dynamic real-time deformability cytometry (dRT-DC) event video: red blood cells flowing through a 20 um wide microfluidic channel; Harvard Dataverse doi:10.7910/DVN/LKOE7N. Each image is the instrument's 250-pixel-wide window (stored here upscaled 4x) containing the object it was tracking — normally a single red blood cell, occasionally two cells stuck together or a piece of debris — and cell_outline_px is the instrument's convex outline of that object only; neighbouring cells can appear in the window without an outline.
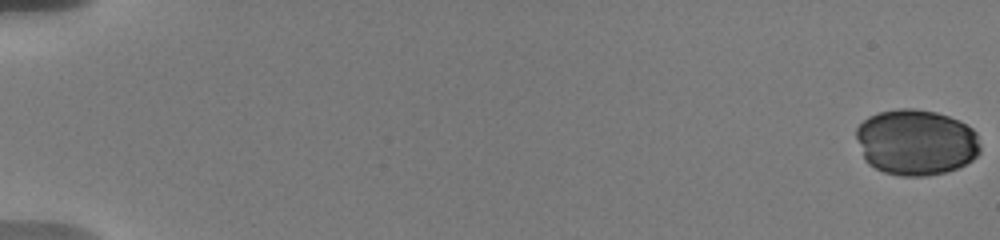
{"species": "human", "species_latin": "Homo sapiens", "temperature_condition": "warm", "stored_images_in_passage": 18, "camera_frame_rate_fps": 3000, "um_per_image_px": 0.085, "donor": {"sex": "male"}, "frame": {"image": 1, "passage_image": 1, "time_ms": 0.0, "image_size_px": [1000, 240], "cell_outline_px": [[980, 152], [972, 160], [948, 172], [928, 176], [900, 176], [884, 172], [868, 164], [864, 160], [856, 136], [856, 128], [868, 116], [880, 112], [900, 108], [916, 108], [936, 112], [960, 120], [972, 128], [976, 132], [980, 144]], "centroid_in_image_um": [77.87, 12.09], "position_along_channel_um": 7.1, "area_um2": 47.97}}
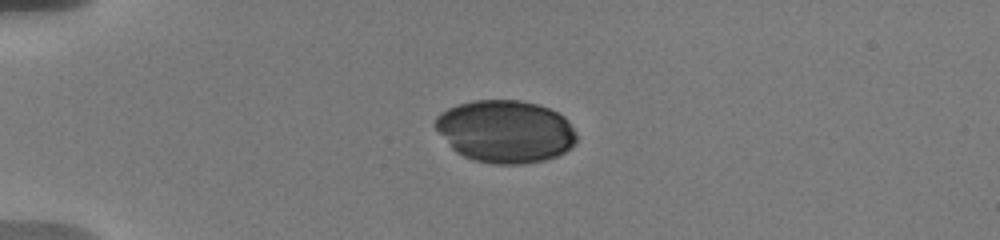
{"frame": {"image": 2, "passage_image": 14, "time_ms": 5.0, "image_size_px": [1000, 240], "cell_outline_px": [[576, 144], [572, 148], [556, 156], [544, 160], [524, 164], [492, 164], [472, 160], [456, 152], [452, 148], [436, 128], [436, 116], [440, 112], [448, 108], [472, 100], [520, 100], [536, 104], [548, 108], [564, 116], [568, 120], [576, 132]], "centroid_in_image_um": [42.98, 11.18], "position_along_channel_um": 42.0, "area_um2": 51.56}}
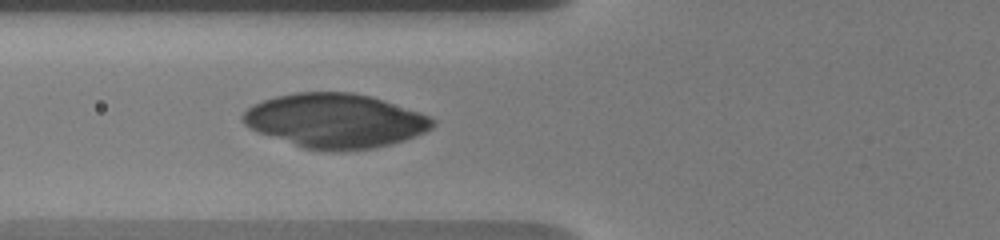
{"frame": {"image": 3, "passage_image": 18, "time_ms": 7.667, "image_size_px": [1000, 240], "cell_outline_px": [[436, 124], [432, 128], [424, 132], [404, 140], [376, 148], [340, 152], [324, 152], [304, 148], [260, 132], [244, 124], [240, 120], [240, 116], [248, 108], [264, 100], [276, 96], [296, 92], [352, 92], [372, 96], [420, 112], [436, 120]], "centroid_in_image_um": [28.52, 10.27], "position_along_channel_um": 97.3, "area_um2": 60.17}}